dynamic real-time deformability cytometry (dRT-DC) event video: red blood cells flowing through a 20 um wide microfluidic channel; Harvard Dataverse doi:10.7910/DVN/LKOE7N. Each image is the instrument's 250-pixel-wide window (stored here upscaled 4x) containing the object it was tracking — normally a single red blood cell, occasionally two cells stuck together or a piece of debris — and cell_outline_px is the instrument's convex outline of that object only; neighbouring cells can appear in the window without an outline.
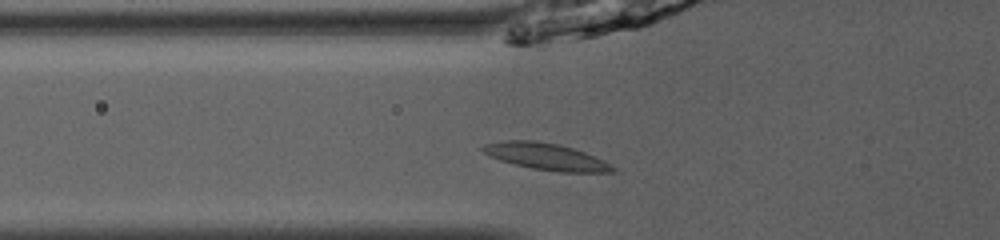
{"species": "common noctule bat (a hibernating species)", "species_latin": "Nyctalus noctula", "temperature_condition": "room temperature", "stored_images_in_passage": 34, "camera_frame_rate_fps": 3000, "um_per_image_px": 0.085, "animal": {"sex": "male", "body_mass_g": 13.0, "forearm_length_mm": 53.1}, "frame": {"image": 1, "passage_image": 3, "time_ms": 0.667, "image_size_px": [1000, 240], "cell_outline_px": [[620, 172], [560, 172], [532, 168], [500, 160], [488, 156], [480, 148], [484, 144], [504, 140], [536, 140], [556, 144], [572, 148], [584, 152], [604, 160], [616, 168]], "centroid_in_image_um": [46.42, 13.31], "position_along_channel_um": 79.4, "area_um2": 20.17}}
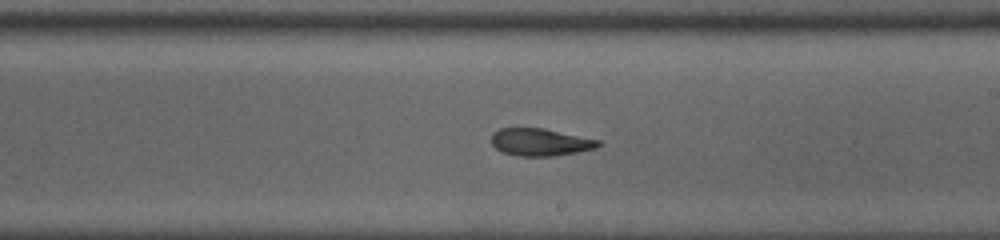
{"frame": {"image": 2, "passage_image": 15, "time_ms": 4.667, "image_size_px": [1000, 240], "cell_outline_px": [[600, 144], [596, 148], [576, 152], [552, 156], [516, 156], [504, 152], [496, 148], [492, 144], [492, 132], [500, 128], [544, 128], [600, 140]], "centroid_in_image_um": [45.91, 12.07], "position_along_channel_um": 243.1, "area_um2": 16.99}}
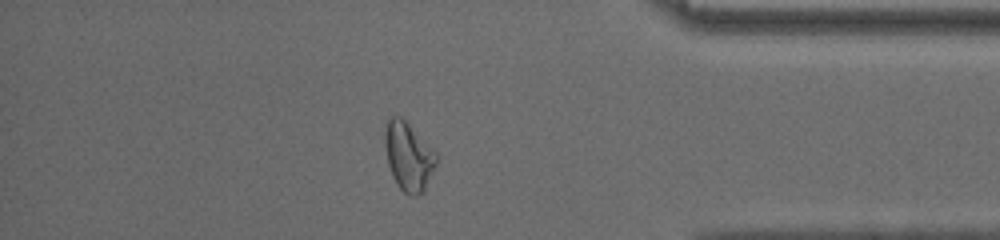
{"frame": {"image": 3, "passage_image": 28, "time_ms": 9.0, "image_size_px": [1000, 240], "cell_outline_px": [[436, 164], [424, 192], [416, 196], [412, 196], [404, 192], [396, 184], [392, 176], [388, 164], [384, 144], [384, 132], [388, 120], [392, 116], [400, 116], [436, 152]], "centroid_in_image_um": [34.7, 13.32], "position_along_channel_um": 400.5, "area_um2": 20.35}, "authors_computed_cell_mechanics": {"area_um2": 18.0336, "velocity_mm_per_s": 4.0611, "shape_relaxation_time_tau1_ms": 4.9845, "shape_relaxation_time_tau2_ms": 2.8395, "deformation_change_tau1": 0.1537, "deformation_change_tau2": 0.1092}}